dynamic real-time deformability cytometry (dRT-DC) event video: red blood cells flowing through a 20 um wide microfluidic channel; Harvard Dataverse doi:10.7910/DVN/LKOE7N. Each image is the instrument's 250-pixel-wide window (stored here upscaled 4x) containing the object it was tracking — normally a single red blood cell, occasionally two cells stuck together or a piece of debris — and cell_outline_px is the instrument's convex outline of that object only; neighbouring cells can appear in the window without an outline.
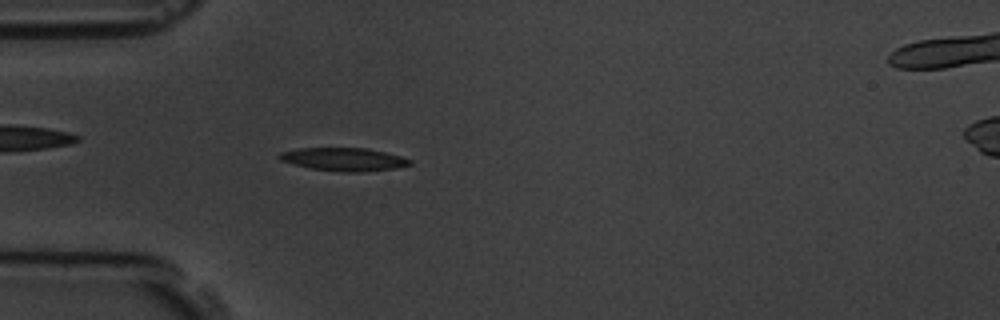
{"species": "common noctule bat (a hibernating species)", "species_latin": "Nyctalus noctula", "temperature_condition": "room temperature", "stored_images_in_passage": 56, "camera_frame_rate_fps": 3000, "um_per_image_px": 0.085, "animal": {"sex": "male", "body_mass_g": 19.5, "forearm_length_mm": 54.6}, "frame": {"image": 1, "passage_image": 16, "time_ms": 5.0, "image_size_px": [1000, 320], "cell_outline_px": [[412, 164], [396, 168], [364, 172], [344, 172], [308, 168], [280, 160], [276, 156], [280, 152], [296, 148], [364, 148], [384, 152], [400, 156], [412, 160]], "centroid_in_image_um": [29.19, 13.54], "position_along_channel_um": 55.8, "area_um2": 17.63}}
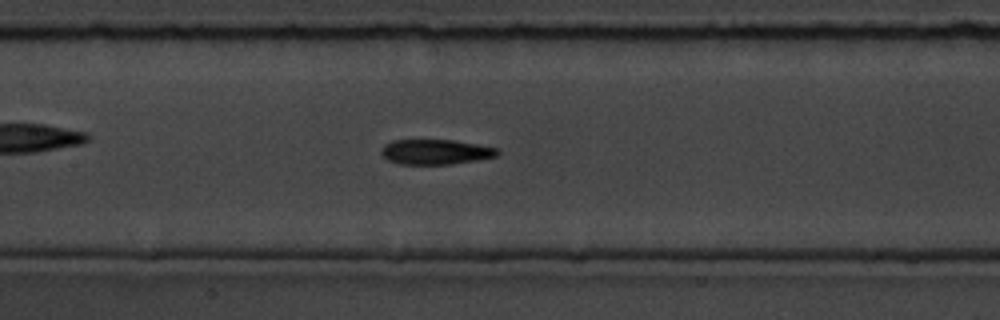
{"frame": {"image": 2, "passage_image": 26, "time_ms": 8.333, "image_size_px": [1000, 320], "cell_outline_px": [[500, 152], [496, 156], [476, 160], [448, 164], [400, 164], [388, 160], [380, 152], [380, 148], [384, 144], [392, 140], [452, 140], [500, 148]], "centroid_in_image_um": [37.01, 12.9], "position_along_channel_um": 170.4, "area_um2": 16.94}}
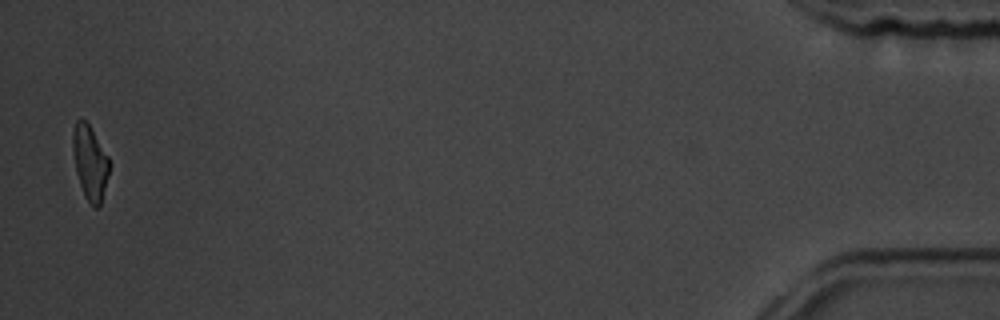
{"frame": {"image": 3, "passage_image": 55, "time_ms": 18.0, "image_size_px": [1000, 320], "cell_outline_px": [[108, 176], [100, 204], [96, 208], [84, 196], [76, 172], [72, 148], [72, 132], [76, 120], [84, 120], [88, 124], [108, 156]], "centroid_in_image_um": [7.62, 13.79], "position_along_channel_um": 427.6, "area_um2": 15.37}, "authors_computed_cell_mechanics": {"area_um2": 17.0221, "velocity_mm_per_s": 3.6225, "shape_relaxation_time_tau1_ms": 7.235, "shape_relaxation_time_tau2_ms": 4.4602, "deformation_change_tau1": 0.1872, "deformation_change_tau2": 0.136}}